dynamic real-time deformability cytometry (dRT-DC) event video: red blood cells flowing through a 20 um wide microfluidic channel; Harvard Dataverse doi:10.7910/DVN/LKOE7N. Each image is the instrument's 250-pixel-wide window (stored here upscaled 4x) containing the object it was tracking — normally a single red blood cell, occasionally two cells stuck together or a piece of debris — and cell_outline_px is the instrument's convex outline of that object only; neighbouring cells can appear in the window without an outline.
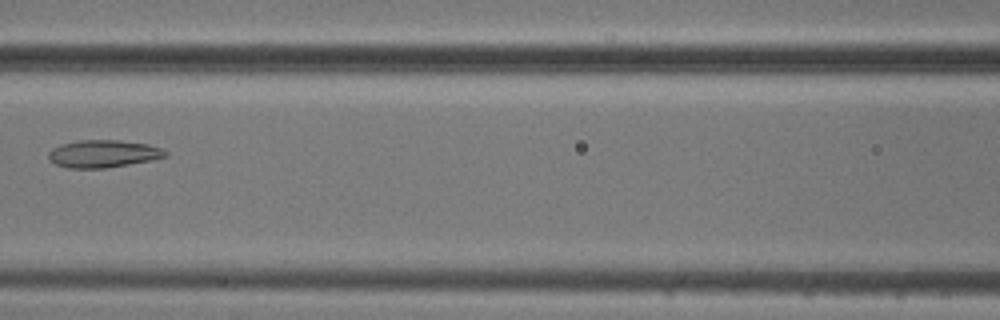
{"species": "common noctule bat (a hibernating species)", "species_latin": "Nyctalus noctula", "temperature_condition": "cold", "stored_images_in_passage": 4, "camera_frame_rate_fps": 3000, "um_per_image_px": 0.085, "animal": {"sex": "male", "body_mass_g": 20.5, "forearm_length_mm": 52.5}, "frame": {"image": 1, "passage_image": 3, "time_ms": 2.333, "image_size_px": [1000, 320], "cell_outline_px": [[168, 156], [152, 160], [104, 168], [68, 168], [56, 164], [48, 160], [48, 152], [52, 148], [60, 144], [80, 140], [120, 140], [148, 144], [160, 148], [168, 152]], "centroid_in_image_um": [8.75, 13.06], "position_along_channel_um": 157.8, "area_um2": 18.79}}
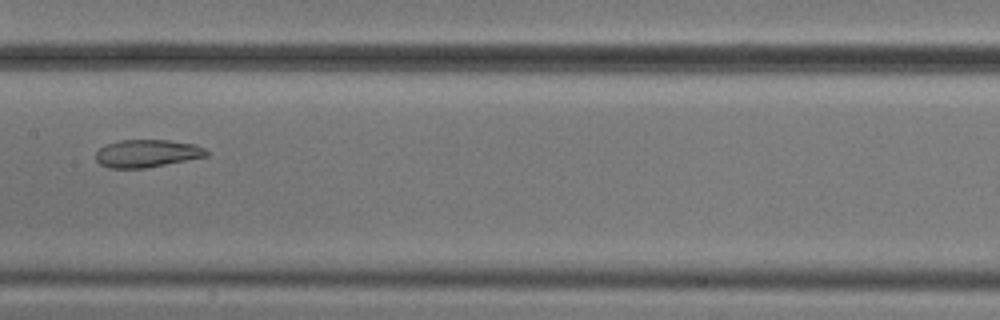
{"frame": {"image": 2, "passage_image": 4, "time_ms": 3.333, "image_size_px": [1000, 320], "cell_outline_px": [[208, 156], [144, 168], [108, 168], [100, 164], [96, 160], [96, 152], [104, 144], [120, 140], [168, 140], [196, 144], [204, 148], [208, 152]], "centroid_in_image_um": [12.48, 13.03], "position_along_channel_um": 194.9, "area_um2": 17.86}}